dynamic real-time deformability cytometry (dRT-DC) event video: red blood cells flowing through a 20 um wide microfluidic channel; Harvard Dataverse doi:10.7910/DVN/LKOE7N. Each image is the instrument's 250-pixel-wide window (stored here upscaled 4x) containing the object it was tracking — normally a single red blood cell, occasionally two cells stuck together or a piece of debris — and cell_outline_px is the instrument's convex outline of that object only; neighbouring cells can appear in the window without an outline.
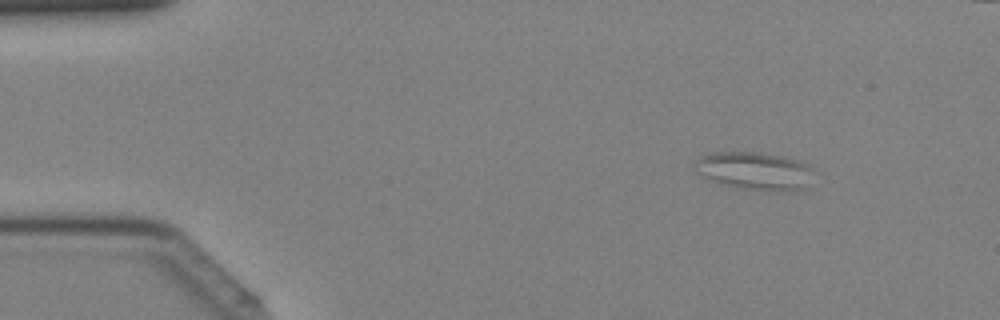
{"species": "Egyptian fruit bat (a non-hibernating species)", "species_latin": "Rousettus aegyptiacus", "temperature_condition": "cold", "stored_images_in_passage": 9, "camera_frame_rate_fps": 3000, "um_per_image_px": 0.085, "animal": {"sex": "female"}, "frame": {"image": 1, "passage_image": 3, "time_ms": 0.667, "image_size_px": [1000, 320], "cell_outline_px": [[812, 168], [804, 188], [792, 192], [784, 192], [732, 188], [708, 180], [700, 176], [692, 168], [692, 164], [700, 156], [712, 152], [756, 152], [780, 156], [796, 160], [808, 164]], "centroid_in_image_um": [64.03, 14.54], "position_along_channel_um": 21.0, "area_um2": 26.65}}